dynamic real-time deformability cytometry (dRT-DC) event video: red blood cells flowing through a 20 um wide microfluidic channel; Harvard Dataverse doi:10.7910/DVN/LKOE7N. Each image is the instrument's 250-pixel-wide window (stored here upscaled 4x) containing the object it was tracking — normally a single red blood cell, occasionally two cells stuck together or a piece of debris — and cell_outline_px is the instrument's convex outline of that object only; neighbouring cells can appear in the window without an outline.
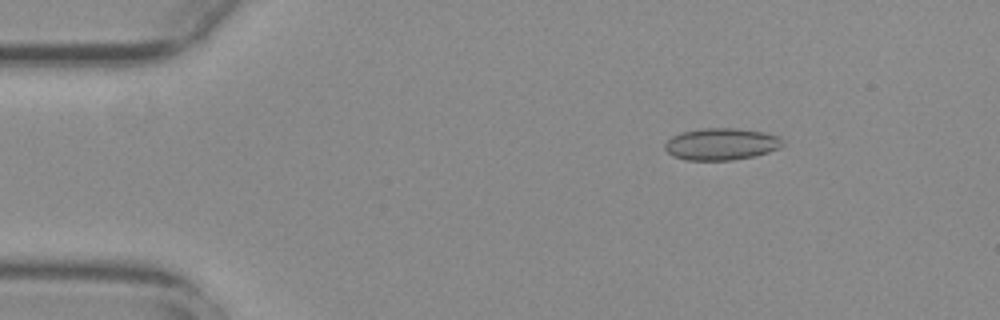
{"species": "common noctule bat (a hibernating species)", "species_latin": "Nyctalus noctula", "temperature_condition": "warm", "stored_images_in_passage": 17, "camera_frame_rate_fps": 3000, "um_per_image_px": 0.085, "animal": {"sex": "female", "body_mass_g": 29.2, "forearm_length_mm": 56.3}, "frame": {"image": 1, "passage_image": 8, "time_ms": 2.333, "image_size_px": [1000, 320], "cell_outline_px": [[784, 144], [780, 148], [756, 156], [732, 160], [684, 160], [672, 156], [664, 148], [664, 144], [672, 136], [680, 132], [704, 128], [736, 128], [764, 132], [780, 136], [784, 140]], "centroid_in_image_um": [61.33, 12.25], "position_along_channel_um": 23.7, "area_um2": 22.2}}
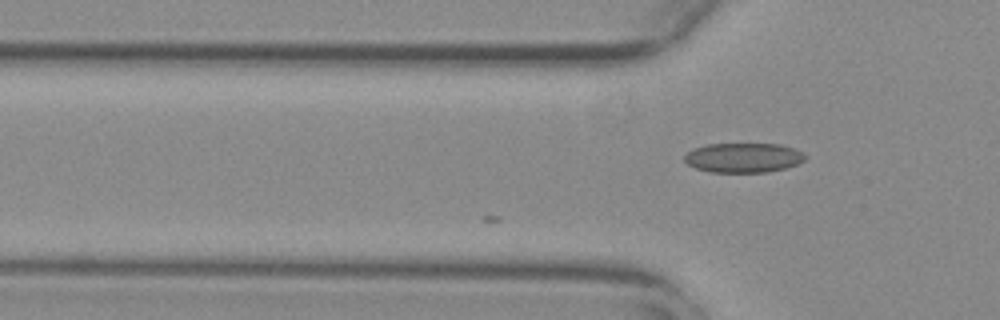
{"frame": {"image": 2, "passage_image": 17, "time_ms": 5.333, "image_size_px": [1000, 320], "cell_outline_px": [[808, 156], [804, 160], [796, 164], [784, 168], [768, 172], [712, 172], [696, 168], [688, 164], [684, 160], [684, 156], [692, 148], [704, 144], [780, 144], [804, 152]], "centroid_in_image_um": [63.18, 13.39], "position_along_channel_um": 62.6, "area_um2": 20.87}}